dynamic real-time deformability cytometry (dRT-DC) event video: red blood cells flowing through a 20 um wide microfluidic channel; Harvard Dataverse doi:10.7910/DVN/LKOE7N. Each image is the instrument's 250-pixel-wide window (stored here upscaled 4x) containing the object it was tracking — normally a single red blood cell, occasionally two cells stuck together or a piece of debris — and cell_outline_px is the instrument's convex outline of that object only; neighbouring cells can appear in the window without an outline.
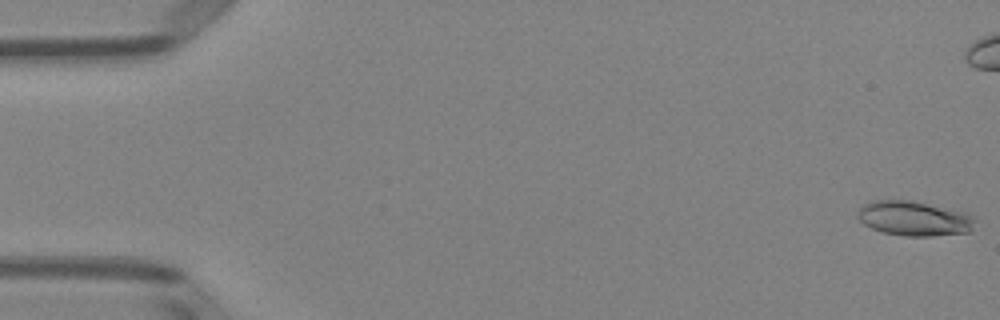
{"species": "Egyptian fruit bat (a non-hibernating species)", "species_latin": "Rousettus aegyptiacus", "temperature_condition": "room temperature", "stored_images_in_passage": 52, "camera_frame_rate_fps": 3000, "um_per_image_px": 0.085, "animal": {"sex": "female"}, "frame": {"image": 1, "passage_image": 1, "time_ms": 0.0, "image_size_px": [1000, 320], "cell_outline_px": [[976, 220], [972, 228], [968, 232], [932, 236], [904, 236], [880, 232], [864, 224], [856, 216], [856, 212], [864, 204], [872, 200], [912, 200], [968, 212], [976, 216]], "centroid_in_image_um": [77.72, 18.56], "position_along_channel_um": 7.3, "area_um2": 24.16}}
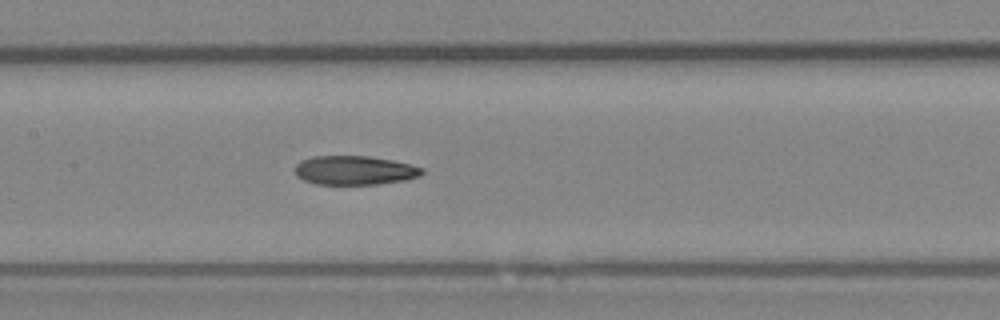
{"frame": {"image": 2, "passage_image": 25, "time_ms": 8.0, "image_size_px": [1000, 320], "cell_outline_px": [[424, 172], [420, 176], [404, 180], [380, 184], [316, 184], [304, 180], [296, 176], [296, 164], [300, 160], [312, 156], [368, 156], [392, 160], [424, 168]], "centroid_in_image_um": [30.13, 14.47], "position_along_channel_um": 177.3, "area_um2": 21.5}}
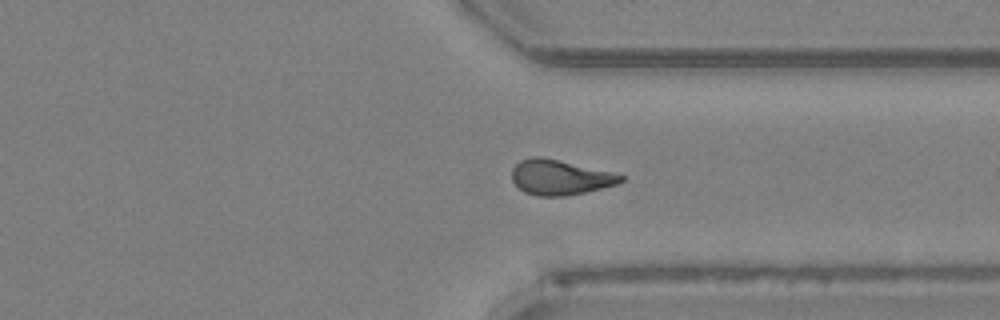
{"frame": {"image": 3, "passage_image": 39, "time_ms": 12.667, "image_size_px": [1000, 320], "cell_outline_px": [[624, 180], [616, 184], [584, 192], [564, 196], [536, 196], [524, 192], [512, 180], [512, 168], [520, 160], [532, 156], [540, 156], [612, 172], [624, 176]], "centroid_in_image_um": [47.56, 15.07], "position_along_channel_um": 363.8, "area_um2": 22.02}, "authors_computed_cell_mechanics": {"area_um2": 22.0218, "velocity_mm_per_s": 3.9908, "shape_relaxation_time_tau1_ms": 5.1338, "shape_relaxation_time_tau2_ms": 3.9248, "deformation_change_tau1": 0.1972, "deformation_change_tau2": 0.1337}}